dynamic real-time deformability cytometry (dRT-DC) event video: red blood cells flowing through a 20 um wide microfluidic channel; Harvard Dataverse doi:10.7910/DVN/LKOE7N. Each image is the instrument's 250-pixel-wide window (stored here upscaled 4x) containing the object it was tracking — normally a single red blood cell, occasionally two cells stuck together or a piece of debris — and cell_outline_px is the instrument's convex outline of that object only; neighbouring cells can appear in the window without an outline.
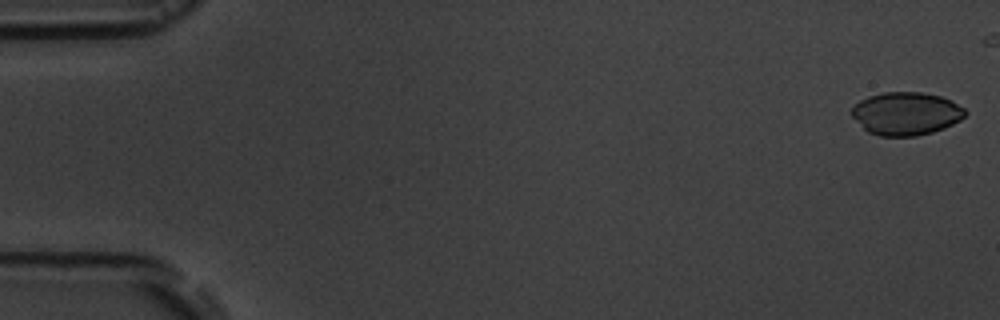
{"species": "common noctule bat (a hibernating species)", "species_latin": "Nyctalus noctula", "temperature_condition": "room temperature", "stored_images_in_passage": 6, "camera_frame_rate_fps": 3000, "um_per_image_px": 0.085, "animal": {"sex": "male", "body_mass_g": 19.5, "forearm_length_mm": 54.6}, "frame": {"image": 1, "passage_image": 1, "time_ms": 0.0, "image_size_px": [1000, 320], "cell_outline_px": [[968, 112], [960, 120], [944, 128], [932, 132], [916, 136], [880, 136], [868, 132], [852, 116], [852, 108], [860, 100], [868, 96], [884, 92], [920, 92], [940, 96], [952, 100], [964, 108]], "centroid_in_image_um": [77.03, 9.65], "position_along_channel_um": 8.0, "area_um2": 28.38}}